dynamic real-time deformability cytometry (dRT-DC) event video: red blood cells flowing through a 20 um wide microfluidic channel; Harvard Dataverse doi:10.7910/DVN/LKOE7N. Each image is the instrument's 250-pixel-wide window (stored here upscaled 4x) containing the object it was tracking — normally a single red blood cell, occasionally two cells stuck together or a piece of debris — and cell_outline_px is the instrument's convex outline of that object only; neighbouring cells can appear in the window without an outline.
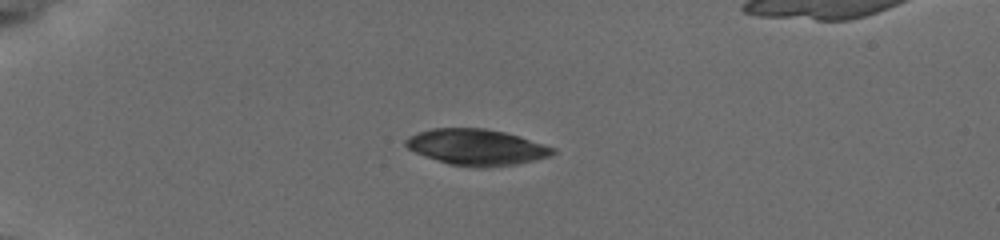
{"species": "common noctule bat (a hibernating species)", "species_latin": "Nyctalus noctula", "temperature_condition": "cold", "stored_images_in_passage": 11, "camera_frame_rate_fps": 3000, "um_per_image_px": 0.085, "animal": {"sex": "female", "body_mass_g": 19.5, "forearm_length_mm": 54.1}, "frame": {"image": 1, "passage_image": 1, "time_ms": 0.0, "image_size_px": [1000, 240], "cell_outline_px": [[556, 152], [552, 156], [516, 164], [484, 168], [480, 168], [448, 164], [424, 156], [408, 148], [404, 144], [404, 140], [408, 136], [416, 132], [432, 128], [484, 128], [504, 132], [520, 136], [556, 148]], "centroid_in_image_um": [40.5, 12.51], "position_along_channel_um": 44.5, "area_um2": 31.15}}